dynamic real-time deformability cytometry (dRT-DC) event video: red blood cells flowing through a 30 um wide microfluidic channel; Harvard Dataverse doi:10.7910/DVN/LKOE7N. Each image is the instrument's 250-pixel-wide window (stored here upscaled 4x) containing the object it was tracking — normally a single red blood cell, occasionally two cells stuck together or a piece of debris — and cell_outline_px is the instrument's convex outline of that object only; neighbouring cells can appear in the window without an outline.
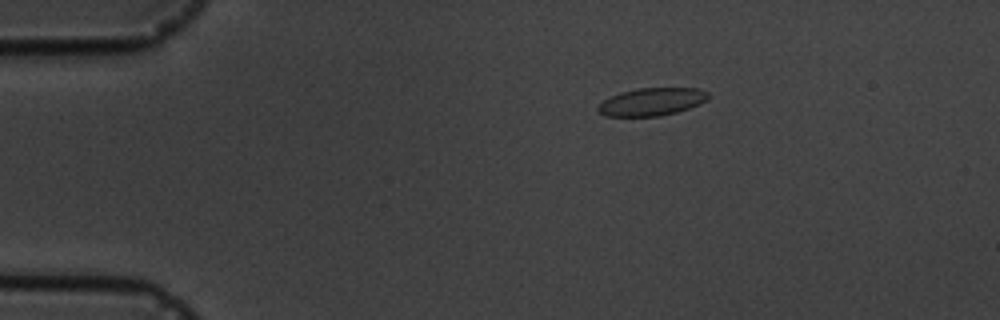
{"species": "common noctule bat (a hibernating species)", "species_latin": "Nyctalus noctula", "temperature_condition": "cold", "stored_images_in_passage": 4, "camera_frame_rate_fps": 3000, "um_per_image_px": 0.085, "animal": {"sex": "male", "body_mass_g": 19.5, "forearm_length_mm": 54.6}, "frame": {"image": 1, "passage_image": 1, "time_ms": 0.0, "image_size_px": [1000, 320], "cell_outline_px": [[708, 100], [700, 104], [676, 112], [660, 116], [604, 116], [596, 108], [604, 100], [620, 92], [636, 88], [700, 88], [708, 92]], "centroid_in_image_um": [55.42, 8.64], "position_along_channel_um": 29.6, "area_um2": 17.8}}
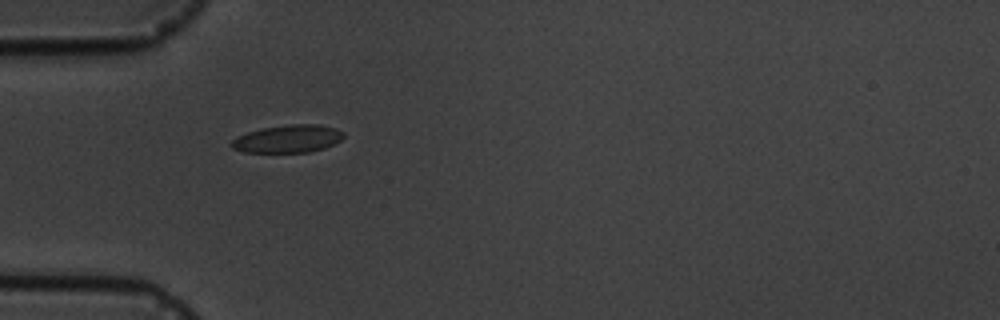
{"frame": {"image": 2, "passage_image": 3, "time_ms": 2.333, "image_size_px": [1000, 320], "cell_outline_px": [[344, 136], [340, 140], [324, 148], [308, 152], [244, 152], [232, 148], [228, 144], [232, 140], [248, 132], [264, 128], [292, 124], [316, 124], [336, 128], [344, 132]], "centroid_in_image_um": [24.47, 11.8], "position_along_channel_um": 60.5, "area_um2": 17.92}}
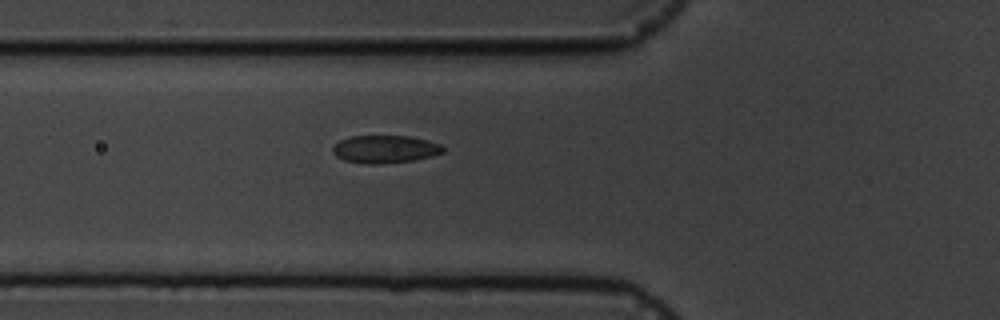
{"frame": {"image": 3, "passage_image": 4, "time_ms": 3.333, "image_size_px": [1000, 320], "cell_outline_px": [[444, 152], [432, 156], [412, 160], [380, 164], [372, 164], [344, 160], [336, 156], [332, 152], [332, 148], [340, 140], [348, 136], [408, 136], [428, 140], [440, 144], [444, 148]], "centroid_in_image_um": [32.72, 12.67], "position_along_channel_um": 93.1, "area_um2": 17.74}}